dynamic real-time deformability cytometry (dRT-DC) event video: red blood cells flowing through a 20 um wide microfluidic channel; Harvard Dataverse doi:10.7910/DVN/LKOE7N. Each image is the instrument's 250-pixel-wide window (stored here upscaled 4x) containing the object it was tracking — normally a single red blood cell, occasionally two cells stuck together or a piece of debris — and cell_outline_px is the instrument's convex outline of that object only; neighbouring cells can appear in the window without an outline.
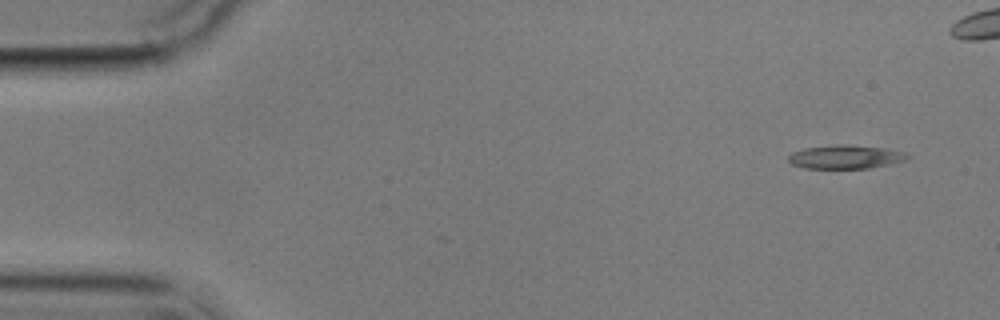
{"species": "common noctule bat (a hibernating species)", "species_latin": "Nyctalus noctula", "temperature_condition": "cold", "stored_images_in_passage": 9, "camera_frame_rate_fps": 3000, "um_per_image_px": 0.085, "animal": {"sex": "male", "body_mass_g": 17.9}, "frame": {"image": 1, "passage_image": 1, "time_ms": 0.0, "image_size_px": [1000, 320], "cell_outline_px": [[912, 156], [908, 160], [868, 168], [804, 168], [792, 164], [788, 160], [788, 156], [792, 152], [804, 148], [884, 148], [904, 152]], "centroid_in_image_um": [71.89, 13.4], "position_along_channel_um": 13.1, "area_um2": 15.14}}
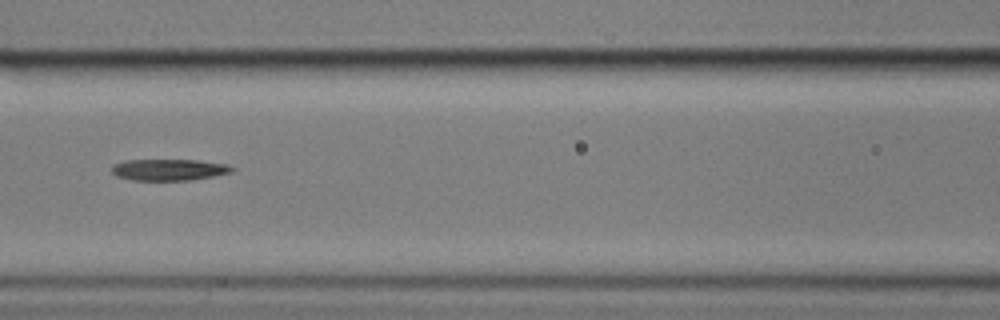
{"frame": {"image": 2, "passage_image": 7, "time_ms": 7.0, "image_size_px": [1000, 320], "cell_outline_px": [[236, 168], [232, 172], [192, 180], [132, 180], [116, 176], [112, 172], [112, 164], [128, 160], [200, 160], [228, 164]], "centroid_in_image_um": [14.39, 14.42], "position_along_channel_um": 152.2, "area_um2": 15.09}}
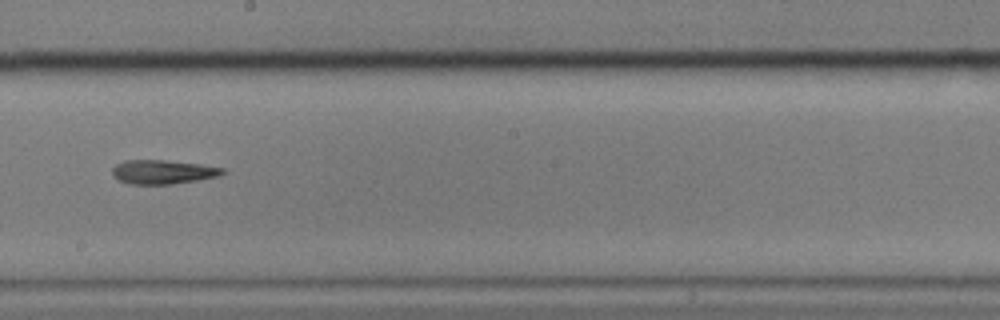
{"frame": {"image": 3, "passage_image": 9, "time_ms": 9.333, "image_size_px": [1000, 320], "cell_outline_px": [[228, 172], [220, 176], [172, 184], [128, 184], [116, 180], [112, 176], [112, 168], [116, 164], [124, 160], [164, 160], [200, 164], [224, 168]], "centroid_in_image_um": [13.83, 14.62], "position_along_channel_um": 234.4, "area_um2": 15.66}}